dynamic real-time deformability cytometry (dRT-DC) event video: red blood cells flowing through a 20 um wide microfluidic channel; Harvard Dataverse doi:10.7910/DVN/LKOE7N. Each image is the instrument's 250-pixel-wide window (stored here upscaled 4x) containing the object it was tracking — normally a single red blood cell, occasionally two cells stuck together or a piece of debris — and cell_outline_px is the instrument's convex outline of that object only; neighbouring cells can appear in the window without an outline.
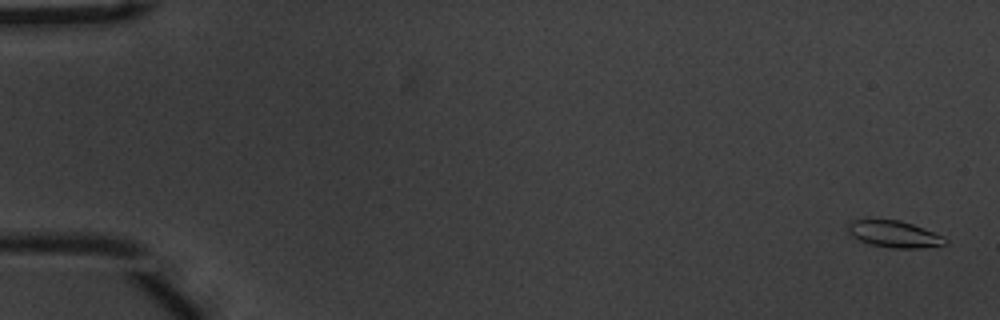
{"species": "common noctule bat (a hibernating species)", "species_latin": "Nyctalus noctula", "temperature_condition": "warm", "stored_images_in_passage": 55, "camera_frame_rate_fps": 3000, "um_per_image_px": 0.085, "animal": {"sex": "male", "body_mass_g": 20.1, "forearm_length_mm": 53.5}, "frame": {"image": 1, "passage_image": 1, "time_ms": 0.0, "image_size_px": [1000, 320], "cell_outline_px": [[948, 244], [920, 248], [892, 248], [868, 244], [852, 236], [848, 232], [848, 224], [852, 220], [900, 220], [912, 224], [944, 236], [948, 240]], "centroid_in_image_um": [76.03, 19.91], "position_along_channel_um": 9.0, "area_um2": 15.09}}
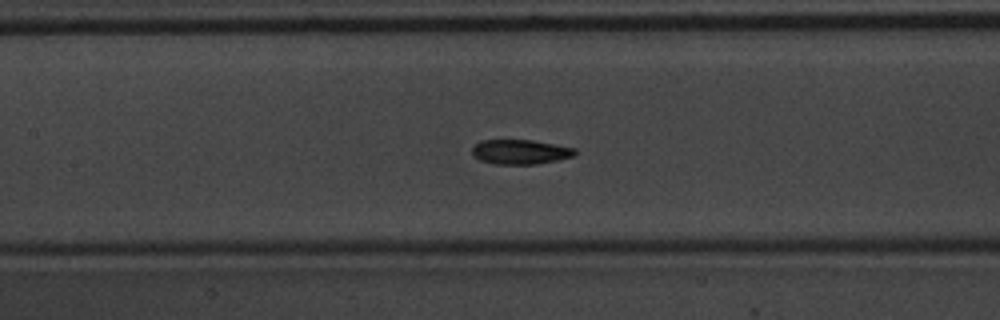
{"frame": {"image": 2, "passage_image": 26, "time_ms": 8.333, "image_size_px": [1000, 320], "cell_outline_px": [[576, 152], [572, 156], [556, 160], [536, 164], [496, 164], [480, 160], [472, 156], [472, 148], [480, 140], [532, 140], [576, 148]], "centroid_in_image_um": [44.19, 12.9], "position_along_channel_um": 163.2, "area_um2": 14.68}}
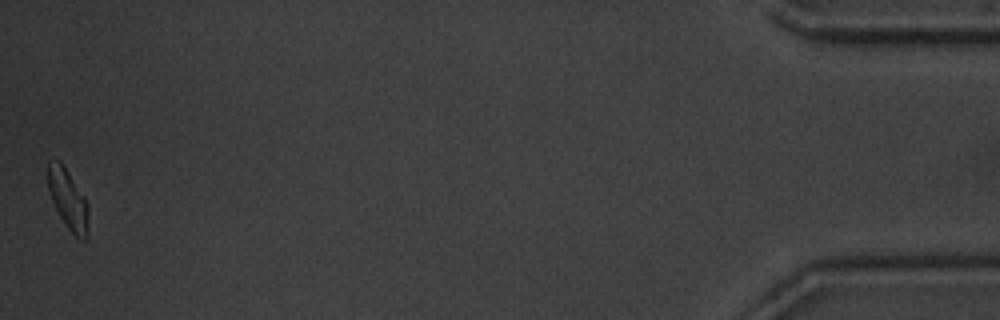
{"frame": {"image": 3, "passage_image": 55, "time_ms": 18.0, "image_size_px": [1000, 320], "cell_outline_px": [[88, 240], [80, 240], [68, 228], [60, 216], [52, 200], [48, 188], [48, 160], [60, 160], [68, 172], [88, 204]], "centroid_in_image_um": [5.79, 16.97], "position_along_channel_um": 429.4, "area_um2": 13.99}, "authors_computed_cell_mechanics": {"area_um2": 14.9702, "velocity_mm_per_s": 3.6745, "shape_relaxation_time_tau1_ms": 2.0714, "shape_relaxation_time_tau2_ms": 2.0537, "deformation_change_tau1": 0.1354, "deformation_change_tau2": 0.0763}}